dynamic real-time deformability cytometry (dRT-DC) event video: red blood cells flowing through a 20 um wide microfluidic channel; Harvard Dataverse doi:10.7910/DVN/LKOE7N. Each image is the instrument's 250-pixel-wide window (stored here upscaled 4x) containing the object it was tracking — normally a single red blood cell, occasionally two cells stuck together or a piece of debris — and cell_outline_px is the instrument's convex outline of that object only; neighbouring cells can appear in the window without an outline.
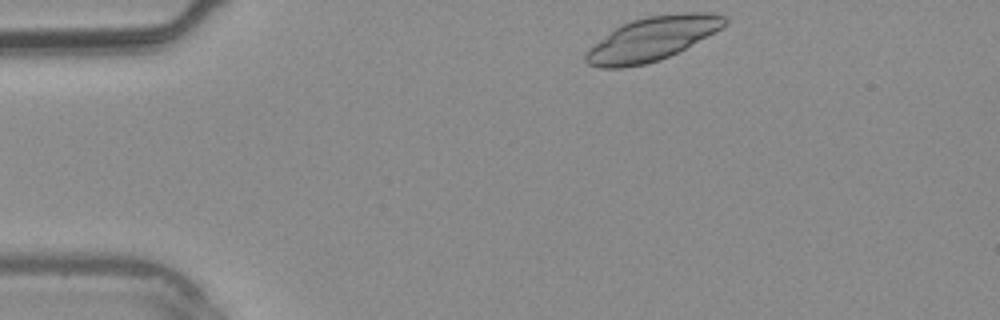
{"species": "common noctule bat (a hibernating species)", "species_latin": "Nyctalus noctula", "temperature_condition": "warm", "stored_images_in_passage": 22, "camera_frame_rate_fps": 3000, "um_per_image_px": 0.085, "animal": {"sex": "male", "body_mass_g": 20.4}, "frame": {"image": 1, "passage_image": 1, "time_ms": 0.0, "image_size_px": [1000, 320], "cell_outline_px": [[728, 24], [684, 48], [660, 60], [644, 64], [624, 68], [600, 68], [588, 64], [584, 60], [584, 56], [588, 48], [620, 24], [632, 20], [648, 16], [684, 12], [712, 12], [724, 16], [728, 20]], "centroid_in_image_um": [55.39, 3.29], "position_along_channel_um": 29.6, "area_um2": 35.2}}